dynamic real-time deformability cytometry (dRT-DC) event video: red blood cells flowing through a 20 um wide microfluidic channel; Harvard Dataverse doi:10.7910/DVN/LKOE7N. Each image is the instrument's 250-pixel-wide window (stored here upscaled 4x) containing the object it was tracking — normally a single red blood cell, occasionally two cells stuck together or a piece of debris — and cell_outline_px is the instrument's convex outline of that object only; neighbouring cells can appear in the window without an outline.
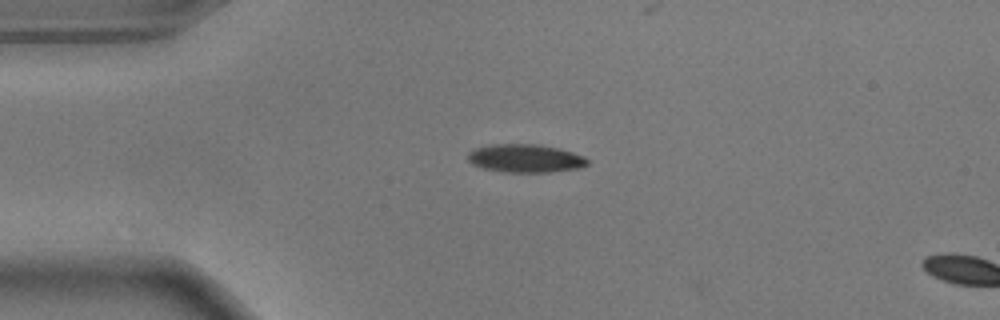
{"species": "common noctule bat (a hibernating species)", "species_latin": "Nyctalus noctula", "temperature_condition": "warm", "stored_images_in_passage": 4, "camera_frame_rate_fps": 3000, "um_per_image_px": 0.085, "animal": {"sex": "male", "body_mass_g": 17.9}, "frame": {"image": 1, "passage_image": 1, "time_ms": 0.0, "image_size_px": [1000, 320], "cell_outline_px": [[588, 164], [580, 168], [548, 172], [504, 172], [484, 168], [472, 164], [468, 160], [468, 152], [476, 148], [492, 144], [540, 144], [560, 148], [584, 156], [588, 160]], "centroid_in_image_um": [44.67, 13.45], "position_along_channel_um": 40.3, "area_um2": 19.71}}